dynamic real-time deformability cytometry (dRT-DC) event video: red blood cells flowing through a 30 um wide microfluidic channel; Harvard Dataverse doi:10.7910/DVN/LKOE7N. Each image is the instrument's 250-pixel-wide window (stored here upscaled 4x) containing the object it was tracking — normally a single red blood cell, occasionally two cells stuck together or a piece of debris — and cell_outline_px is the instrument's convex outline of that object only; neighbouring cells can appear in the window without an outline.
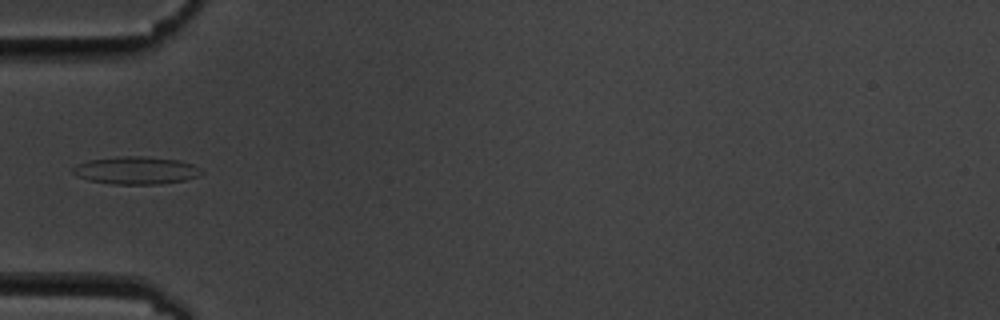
{"species": "common noctule bat (a hibernating species)", "species_latin": "Nyctalus noctula", "temperature_condition": "cold", "stored_images_in_passage": 6, "camera_frame_rate_fps": 3000, "um_per_image_px": 0.085, "animal": {"sex": "male", "body_mass_g": 19.5, "forearm_length_mm": 54.6}, "frame": {"image": 1, "passage_image": 2, "time_ms": 1.333, "image_size_px": [1000, 320], "cell_outline_px": [[204, 172], [200, 176], [184, 180], [160, 184], [112, 184], [88, 180], [76, 176], [72, 172], [72, 168], [88, 160], [120, 156], [144, 156], [180, 160], [192, 164], [200, 168]], "centroid_in_image_um": [11.59, 14.48], "position_along_channel_um": 73.4, "area_um2": 20.81}}
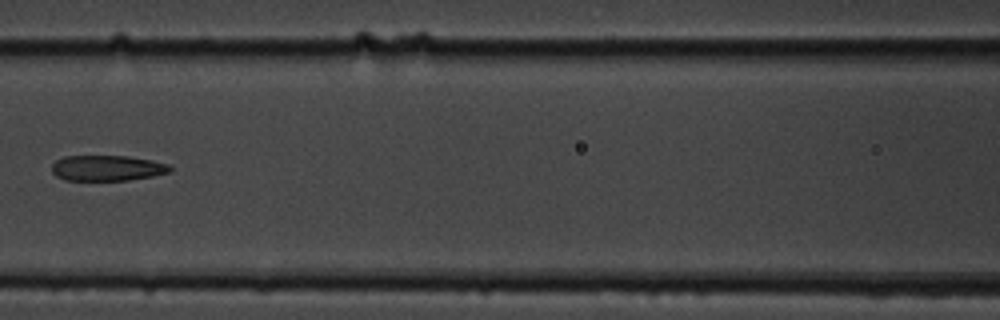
{"frame": {"image": 2, "passage_image": 4, "time_ms": 3.667, "image_size_px": [1000, 320], "cell_outline_px": [[172, 172], [152, 176], [128, 180], [64, 180], [56, 176], [52, 172], [52, 164], [56, 160], [64, 156], [128, 156], [152, 160], [168, 164], [172, 168]], "centroid_in_image_um": [9.11, 14.28], "position_along_channel_um": 157.5, "area_um2": 17.69}}
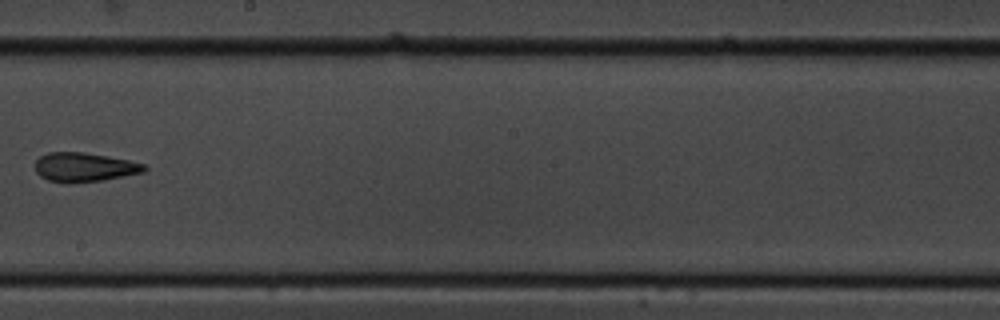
{"frame": {"image": 3, "passage_image": 6, "time_ms": 6.0, "image_size_px": [1000, 320], "cell_outline_px": [[148, 168], [144, 172], [104, 180], [72, 184], [64, 184], [48, 180], [40, 176], [36, 172], [36, 160], [40, 156], [48, 152], [84, 152], [108, 156], [128, 160], [144, 164]], "centroid_in_image_um": [7.15, 14.23], "position_along_channel_um": 241.0, "area_um2": 18.79}}